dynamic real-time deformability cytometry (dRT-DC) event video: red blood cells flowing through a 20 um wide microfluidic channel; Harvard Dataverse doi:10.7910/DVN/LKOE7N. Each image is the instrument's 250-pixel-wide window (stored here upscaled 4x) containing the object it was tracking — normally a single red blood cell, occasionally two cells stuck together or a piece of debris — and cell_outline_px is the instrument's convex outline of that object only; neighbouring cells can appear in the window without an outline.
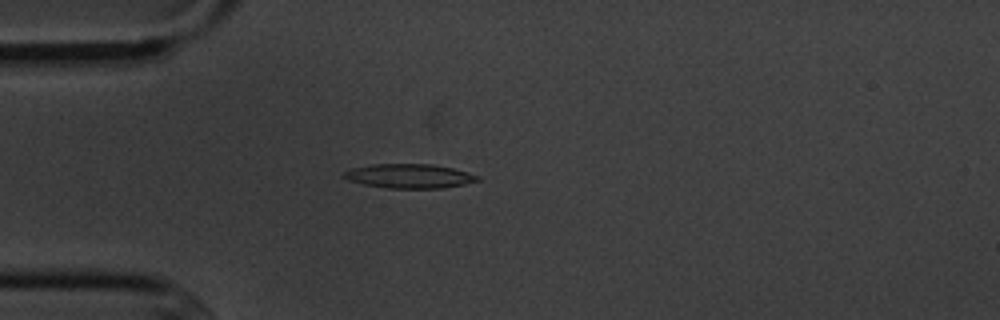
{"species": "common noctule bat (a hibernating species)", "species_latin": "Nyctalus noctula", "temperature_condition": "cold", "stored_images_in_passage": 6, "camera_frame_rate_fps": 3000, "um_per_image_px": 0.085, "animal": {"sex": "male", "body_mass_g": 20.1, "forearm_length_mm": 53.5}, "frame": {"image": 1, "passage_image": 5, "time_ms": 4.667, "image_size_px": [1000, 320], "cell_outline_px": [[480, 180], [464, 184], [440, 188], [388, 188], [364, 184], [348, 180], [344, 176], [344, 172], [352, 168], [372, 164], [432, 164], [452, 168], [468, 172], [480, 176]], "centroid_in_image_um": [34.82, 14.96], "position_along_channel_um": 50.2, "area_um2": 18.73}}